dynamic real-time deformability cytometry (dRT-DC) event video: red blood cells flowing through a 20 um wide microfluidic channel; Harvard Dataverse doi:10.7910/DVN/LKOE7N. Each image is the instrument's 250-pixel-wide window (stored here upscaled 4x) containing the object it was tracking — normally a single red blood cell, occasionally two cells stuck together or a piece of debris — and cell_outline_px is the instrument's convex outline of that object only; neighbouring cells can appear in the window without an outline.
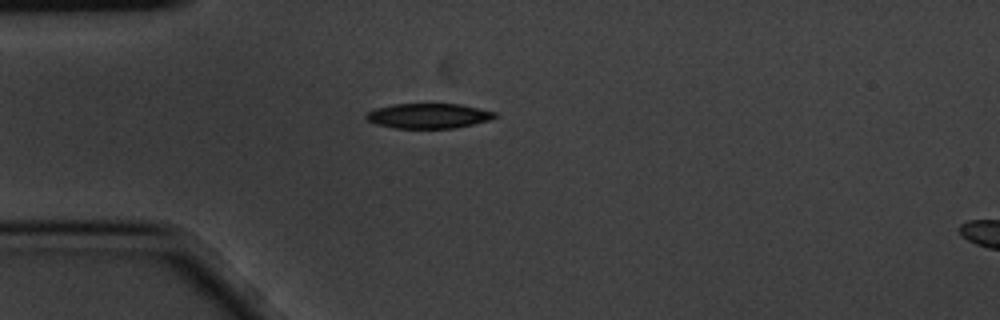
{"species": "common noctule bat (a hibernating species)", "species_latin": "Nyctalus noctula", "temperature_condition": "cold", "stored_images_in_passage": 5, "segment_of_instrument_passage": [1, 2], "camera_frame_rate_fps": 3000, "um_per_image_px": 0.085, "animal": {"sex": "male", "body_mass_g": 20.1, "forearm_length_mm": 53.5}, "frame": {"image": 1, "passage_image": 4, "time_ms": 1.0, "image_size_px": [1000, 320], "cell_outline_px": [[500, 116], [488, 120], [472, 124], [452, 128], [396, 128], [376, 124], [368, 120], [364, 116], [368, 112], [376, 108], [392, 104], [460, 104], [496, 112]], "centroid_in_image_um": [36.42, 9.84], "position_along_channel_um": 48.6, "area_um2": 18.61}}